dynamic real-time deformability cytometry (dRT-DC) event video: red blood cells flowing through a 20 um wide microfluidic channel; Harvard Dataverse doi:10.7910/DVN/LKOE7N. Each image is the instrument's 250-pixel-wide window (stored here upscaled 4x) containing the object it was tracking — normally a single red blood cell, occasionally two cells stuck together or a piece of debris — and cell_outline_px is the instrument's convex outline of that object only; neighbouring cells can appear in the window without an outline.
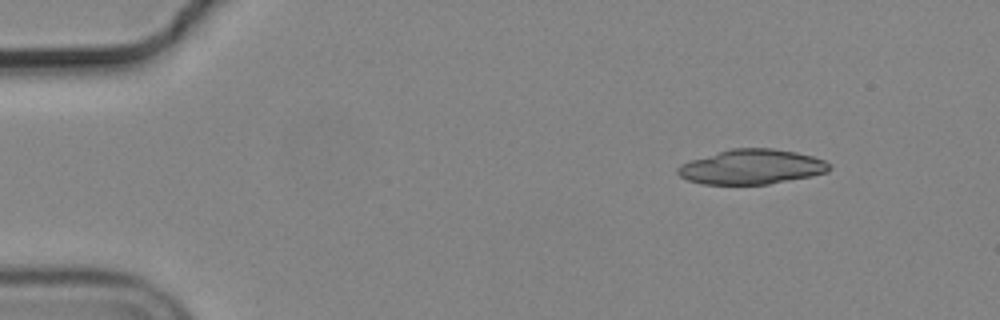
{"species": "common noctule bat (a hibernating species)", "species_latin": "Nyctalus noctula", "temperature_condition": "cold", "stored_images_in_passage": 31, "camera_frame_rate_fps": 3000, "um_per_image_px": 0.085, "animal": {"sex": "male", "body_mass_g": 19.2, "forearm_length_mm": 51.8}, "frame": {"image": 1, "passage_image": 1, "time_ms": 0.0, "image_size_px": [1000, 320], "cell_outline_px": [[832, 168], [828, 172], [812, 176], [768, 184], [704, 184], [688, 180], [680, 176], [676, 172], [676, 168], [680, 164], [692, 160], [732, 148], [772, 148], [796, 152], [812, 156], [824, 160], [832, 164]], "centroid_in_image_um": [63.93, 14.18], "position_along_channel_um": 21.1, "area_um2": 30.69}}